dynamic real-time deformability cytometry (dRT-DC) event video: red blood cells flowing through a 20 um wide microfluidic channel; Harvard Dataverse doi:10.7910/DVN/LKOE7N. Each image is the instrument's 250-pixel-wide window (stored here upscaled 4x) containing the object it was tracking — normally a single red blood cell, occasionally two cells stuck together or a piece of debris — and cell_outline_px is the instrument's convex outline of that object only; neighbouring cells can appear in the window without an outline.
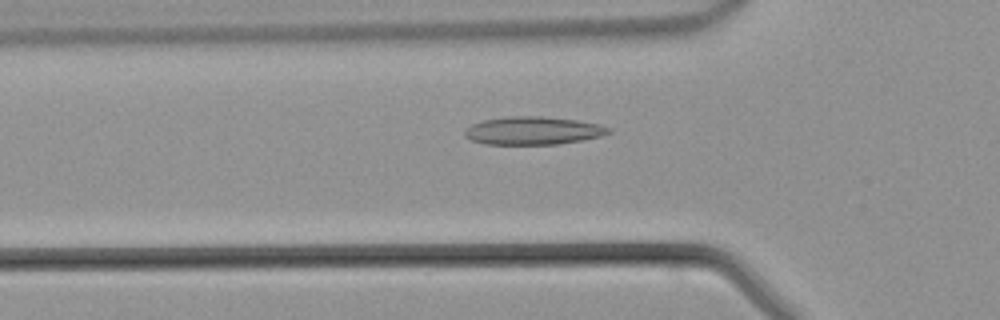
{"species": "common noctule bat (a hibernating species)", "species_latin": "Nyctalus noctula", "temperature_condition": "warm", "stored_images_in_passage": 43, "camera_frame_rate_fps": 3000, "um_per_image_px": 0.085, "animal": {"sex": "male", "body_mass_g": 21.5, "forearm_length_mm": 52.0}, "frame": {"image": 1, "passage_image": 13, "time_ms": 4.0, "image_size_px": [1000, 320], "cell_outline_px": [[612, 132], [600, 136], [580, 140], [556, 144], [484, 144], [472, 140], [464, 136], [464, 132], [472, 124], [484, 120], [508, 116], [540, 116], [576, 120], [600, 124], [612, 128]], "centroid_in_image_um": [45.32, 11.1], "position_along_channel_um": 80.5, "area_um2": 23.35}}
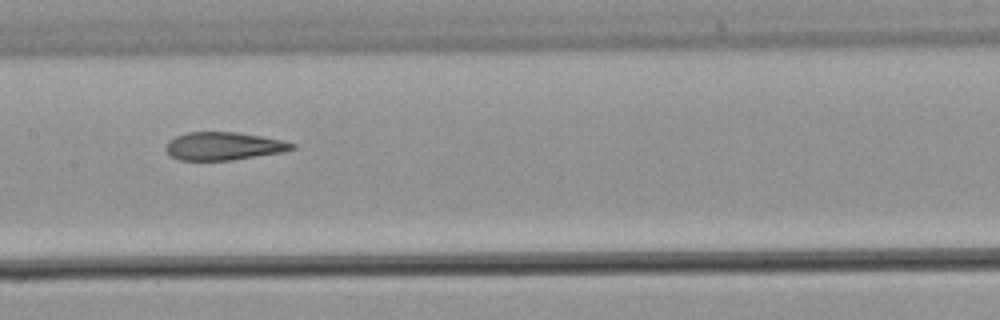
{"frame": {"image": 2, "passage_image": 20, "time_ms": 6.333, "image_size_px": [1000, 320], "cell_outline_px": [[296, 148], [284, 152], [232, 160], [180, 160], [172, 156], [164, 148], [168, 140], [176, 136], [188, 132], [236, 132], [284, 140], [296, 144]], "centroid_in_image_um": [19.03, 12.42], "position_along_channel_um": 188.4, "area_um2": 20.63}}
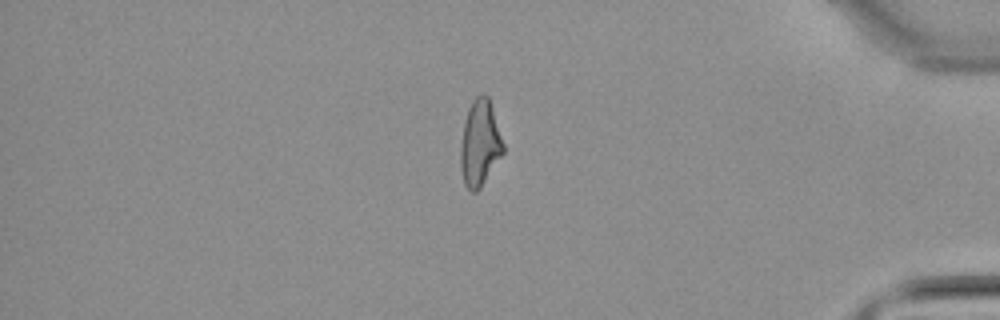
{"frame": {"image": 3, "passage_image": 36, "time_ms": 11.667, "image_size_px": [1000, 320], "cell_outline_px": [[504, 152], [480, 188], [476, 192], [472, 192], [464, 184], [460, 168], [460, 148], [464, 124], [468, 108], [472, 100], [476, 96], [484, 92], [488, 96], [504, 144]], "centroid_in_image_um": [40.78, 12.17], "position_along_channel_um": 394.4, "area_um2": 21.33}}